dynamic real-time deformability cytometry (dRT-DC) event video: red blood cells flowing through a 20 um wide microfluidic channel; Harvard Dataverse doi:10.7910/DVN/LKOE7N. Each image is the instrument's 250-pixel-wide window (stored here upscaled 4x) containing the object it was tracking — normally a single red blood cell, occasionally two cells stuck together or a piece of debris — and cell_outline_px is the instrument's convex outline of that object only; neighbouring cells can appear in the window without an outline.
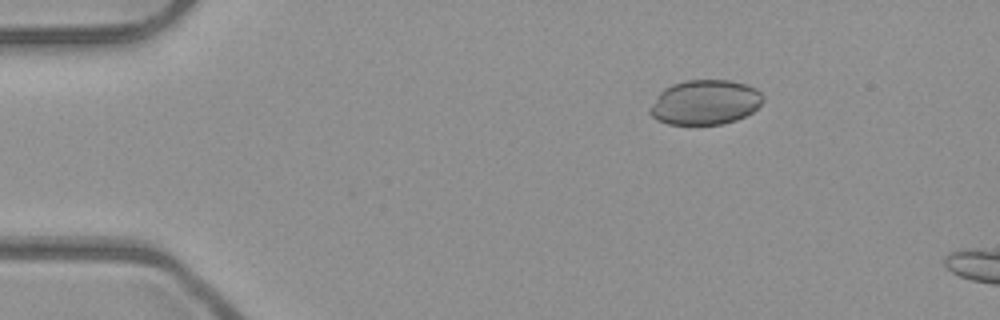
{"species": "common noctule bat (a hibernating species)", "species_latin": "Nyctalus noctula", "temperature_condition": "room temperature", "stored_images_in_passage": 12, "camera_frame_rate_fps": 3000, "um_per_image_px": 0.085, "animal": {"sex": "male", "body_mass_g": 23.1, "forearm_length_mm": 52.7}, "frame": {"image": 1, "passage_image": 9, "time_ms": 2.667, "image_size_px": [1000, 320], "cell_outline_px": [[764, 100], [752, 112], [736, 120], [720, 124], [668, 124], [656, 120], [648, 112], [648, 108], [660, 92], [664, 88], [672, 84], [688, 80], [728, 80], [748, 84], [756, 88], [764, 96]], "centroid_in_image_um": [59.92, 8.69], "position_along_channel_um": 25.1, "area_um2": 29.59}}